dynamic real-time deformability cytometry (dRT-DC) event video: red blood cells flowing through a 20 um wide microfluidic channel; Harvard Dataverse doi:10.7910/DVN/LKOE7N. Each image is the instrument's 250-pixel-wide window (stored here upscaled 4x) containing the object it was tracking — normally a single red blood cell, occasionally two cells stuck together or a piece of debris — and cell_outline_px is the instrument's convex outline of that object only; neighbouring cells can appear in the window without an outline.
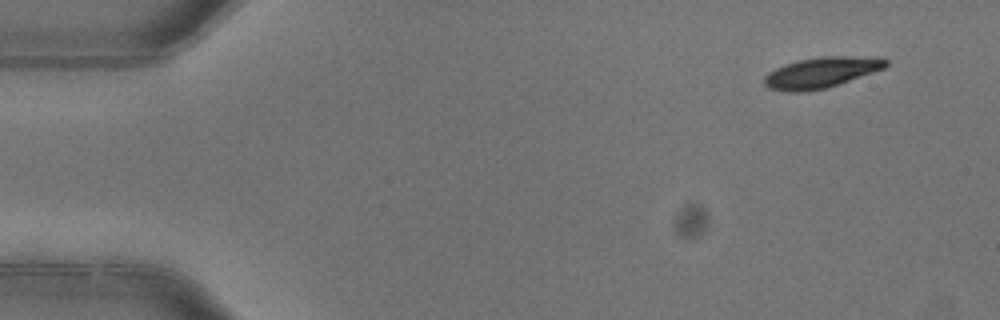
{"species": "common noctule bat (a hibernating species)", "species_latin": "Nyctalus noctula", "temperature_condition": "warm", "stored_images_in_passage": 4, "camera_frame_rate_fps": 3000, "um_per_image_px": 0.085, "animal": {"sex": "female"}, "frame": {"image": 1, "passage_image": 1, "time_ms": 0.0, "image_size_px": [1000, 320], "cell_outline_px": [[888, 64], [884, 68], [824, 88], [808, 92], [788, 92], [768, 88], [764, 84], [764, 76], [768, 72], [784, 64], [800, 60], [820, 56], [884, 56], [888, 60]], "centroid_in_image_um": [69.81, 6.14], "position_along_channel_um": 15.2, "area_um2": 21.79}}
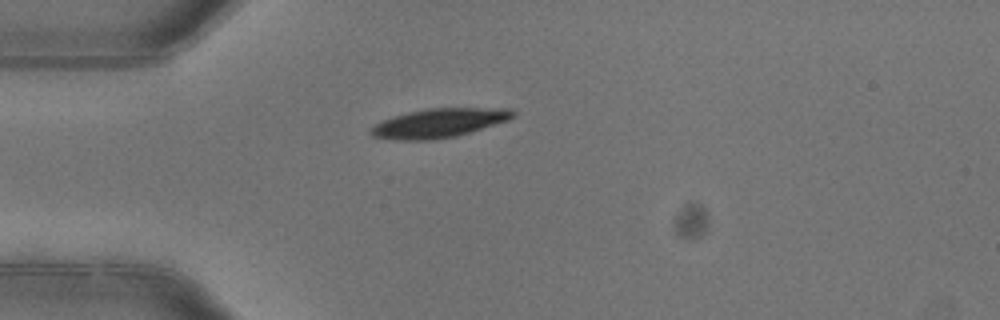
{"frame": {"image": 2, "passage_image": 4, "time_ms": 1.0, "image_size_px": [1000, 320], "cell_outline_px": [[516, 116], [508, 120], [456, 136], [432, 140], [392, 140], [372, 136], [368, 132], [368, 128], [392, 116], [424, 108], [512, 108], [516, 112]], "centroid_in_image_um": [37.29, 10.45], "position_along_channel_um": 47.7, "area_um2": 24.22}}